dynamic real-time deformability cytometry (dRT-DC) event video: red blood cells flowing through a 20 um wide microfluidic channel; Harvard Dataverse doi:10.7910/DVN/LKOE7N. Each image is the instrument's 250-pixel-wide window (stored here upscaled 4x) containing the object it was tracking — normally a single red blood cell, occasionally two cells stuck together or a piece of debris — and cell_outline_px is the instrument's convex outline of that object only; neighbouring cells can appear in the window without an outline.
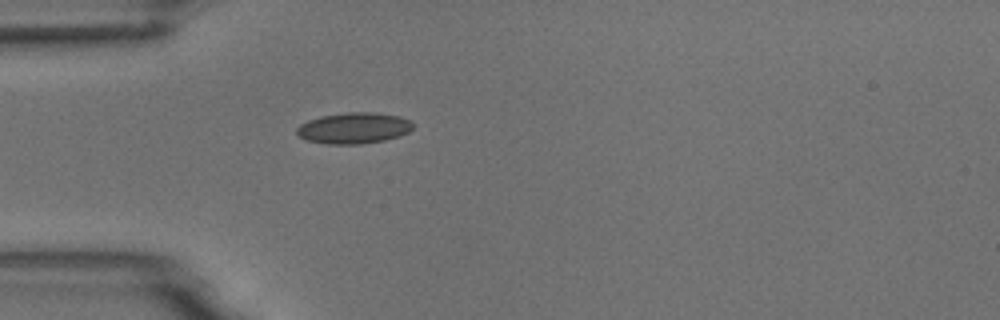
{"species": "common noctule bat (a hibernating species)", "species_latin": "Nyctalus noctula", "temperature_condition": "room temperature", "stored_images_in_passage": 1, "camera_frame_rate_fps": 3000, "um_per_image_px": 0.085, "animal": {"sex": "male", "body_mass_g": 18.8}, "frame": {"image": 1, "passage_image": 1, "time_ms": 0.0, "image_size_px": [1000, 320], "cell_outline_px": [[416, 124], [408, 132], [400, 136], [384, 140], [360, 144], [328, 144], [304, 140], [296, 132], [296, 128], [300, 124], [308, 120], [320, 116], [348, 112], [376, 112], [400, 116]], "centroid_in_image_um": [30.08, 10.88], "position_along_channel_um": 54.9, "area_um2": 21.21}}